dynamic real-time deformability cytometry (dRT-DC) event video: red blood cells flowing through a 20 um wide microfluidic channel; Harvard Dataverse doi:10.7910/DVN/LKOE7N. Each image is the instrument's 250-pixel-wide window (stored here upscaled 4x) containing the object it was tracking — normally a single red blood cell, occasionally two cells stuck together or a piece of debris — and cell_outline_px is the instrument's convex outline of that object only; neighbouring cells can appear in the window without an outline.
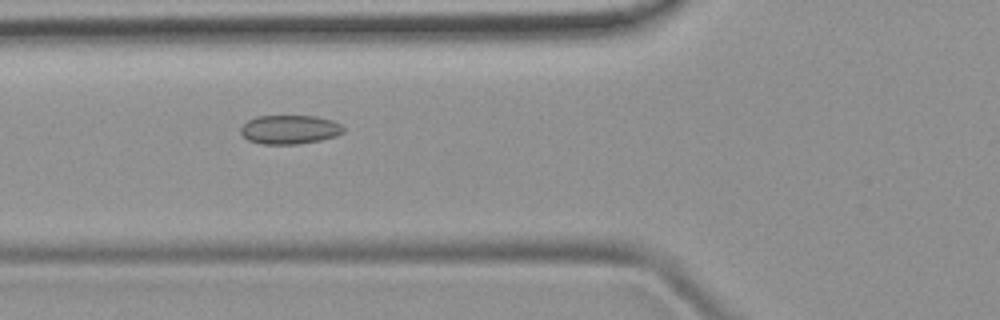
{"species": "common noctule bat (a hibernating species)", "species_latin": "Nyctalus noctula", "temperature_condition": "room temperature", "stored_images_in_passage": 50, "camera_frame_rate_fps": 3000, "um_per_image_px": 0.085, "animal": {"sex": "female", "body_mass_g": 19.9}, "frame": {"image": 1, "passage_image": 19, "time_ms": 6.0, "image_size_px": [1000, 320], "cell_outline_px": [[344, 132], [336, 136], [320, 140], [296, 144], [260, 144], [248, 140], [240, 132], [240, 128], [248, 120], [256, 116], [316, 116], [332, 120], [340, 124], [344, 128]], "centroid_in_image_um": [24.62, 11.01], "position_along_channel_um": 101.2, "area_um2": 17.34}}
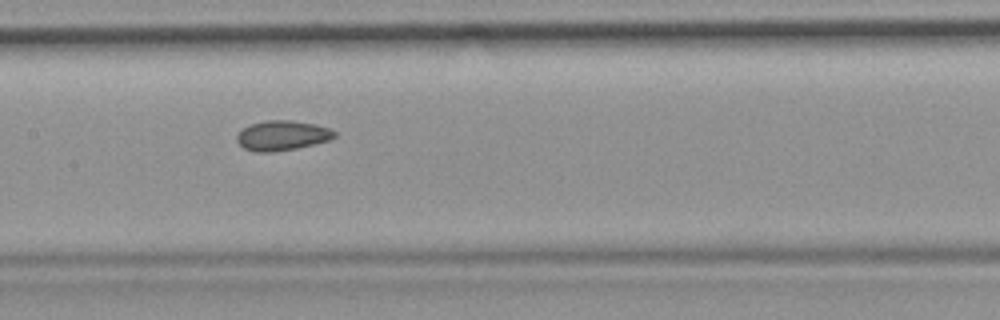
{"frame": {"image": 2, "passage_image": 25, "time_ms": 8.0, "image_size_px": [1000, 320], "cell_outline_px": [[336, 136], [328, 140], [296, 148], [272, 152], [256, 152], [244, 148], [236, 140], [236, 136], [244, 128], [252, 124], [268, 120], [292, 120], [316, 124], [328, 128], [336, 132]], "centroid_in_image_um": [23.98, 11.51], "position_along_channel_um": 183.4, "area_um2": 16.76}}
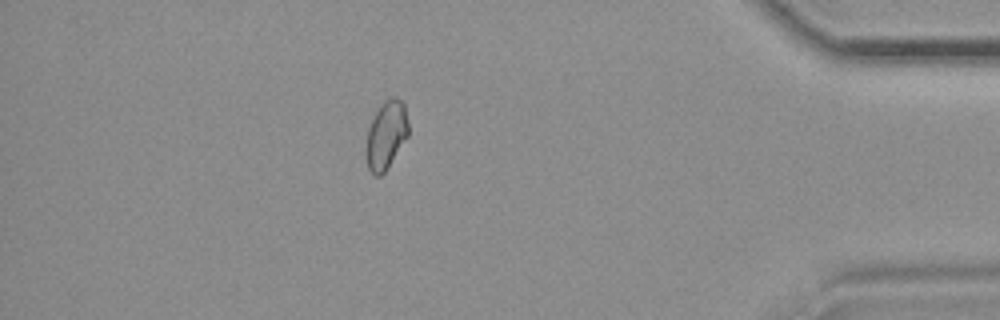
{"frame": {"image": 3, "passage_image": 44, "time_ms": 14.333, "image_size_px": [1000, 320], "cell_outline_px": [[408, 136], [384, 172], [380, 176], [376, 176], [368, 168], [364, 156], [364, 148], [368, 128], [380, 104], [384, 100], [392, 96], [396, 96], [404, 104], [408, 124]], "centroid_in_image_um": [32.79, 11.47], "position_along_channel_um": 402.4, "area_um2": 16.94}}